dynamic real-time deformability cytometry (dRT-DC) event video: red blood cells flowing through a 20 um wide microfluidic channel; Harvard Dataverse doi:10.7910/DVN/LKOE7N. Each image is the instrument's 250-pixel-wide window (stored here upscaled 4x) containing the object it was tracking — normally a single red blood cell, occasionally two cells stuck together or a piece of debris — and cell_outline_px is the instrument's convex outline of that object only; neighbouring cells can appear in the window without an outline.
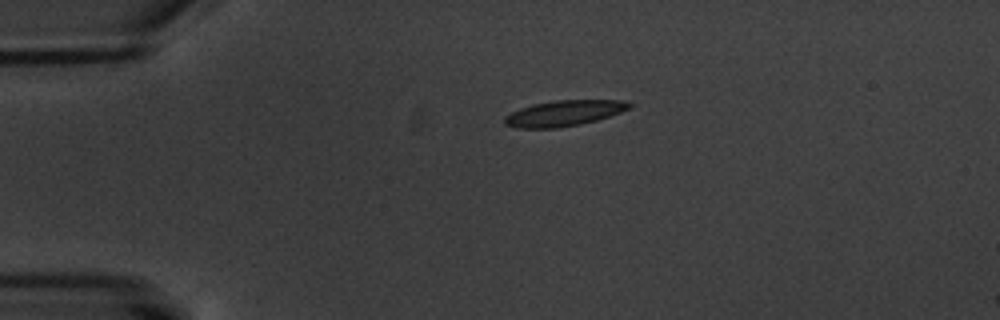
{"species": "common noctule bat (a hibernating species)", "species_latin": "Nyctalus noctula", "temperature_condition": "warm", "stored_images_in_passage": 3, "camera_frame_rate_fps": 3000, "um_per_image_px": 0.085, "animal": {"sex": "male", "body_mass_g": 20.1, "forearm_length_mm": 53.5}, "frame": {"image": 1, "passage_image": 1, "time_ms": 0.0, "image_size_px": [1000, 320], "cell_outline_px": [[632, 108], [596, 120], [580, 124], [556, 128], [516, 128], [504, 124], [504, 116], [520, 108], [532, 104], [556, 100], [624, 100], [632, 104]], "centroid_in_image_um": [47.92, 9.62], "position_along_channel_um": 37.1, "area_um2": 18.67}}